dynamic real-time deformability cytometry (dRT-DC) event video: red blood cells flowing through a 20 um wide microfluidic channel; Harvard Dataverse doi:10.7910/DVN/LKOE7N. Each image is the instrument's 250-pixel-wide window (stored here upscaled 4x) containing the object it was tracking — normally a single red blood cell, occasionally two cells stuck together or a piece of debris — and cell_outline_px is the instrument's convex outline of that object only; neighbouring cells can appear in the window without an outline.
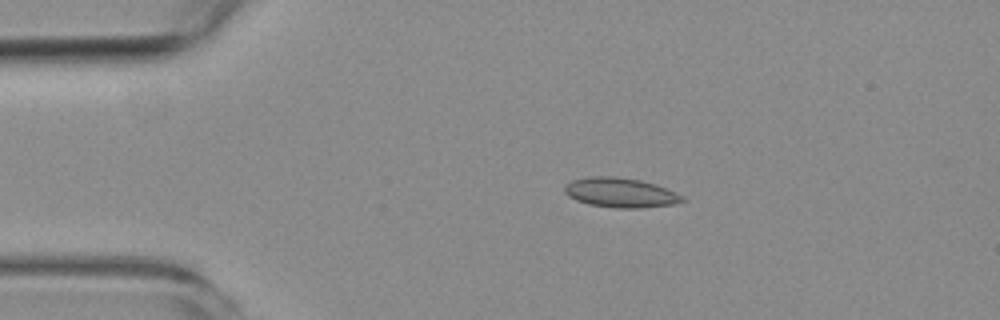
{"species": "common noctule bat (a hibernating species)", "species_latin": "Nyctalus noctula", "temperature_condition": "room temperature", "stored_images_in_passage": 5, "camera_frame_rate_fps": 3000, "um_per_image_px": 0.085, "animal": {"sex": "female", "body_mass_g": 19.3, "forearm_length_mm": 54.1}, "frame": {"image": 1, "passage_image": 3, "time_ms": 2.333, "image_size_px": [1000, 320], "cell_outline_px": [[684, 200], [672, 204], [640, 208], [616, 208], [588, 204], [576, 200], [568, 196], [564, 192], [564, 188], [572, 180], [588, 176], [616, 176], [640, 180], [656, 184], [684, 196]], "centroid_in_image_um": [52.71, 16.37], "position_along_channel_um": 32.3, "area_um2": 20.29}}
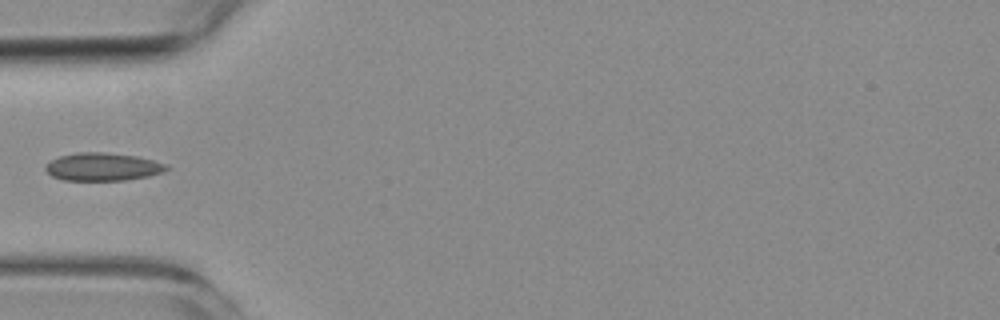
{"frame": {"image": 2, "passage_image": 5, "time_ms": 4.667, "image_size_px": [1000, 320], "cell_outline_px": [[168, 168], [164, 172], [148, 176], [128, 180], [64, 180], [52, 176], [44, 168], [44, 164], [60, 156], [76, 152], [104, 152], [136, 156], [168, 164]], "centroid_in_image_um": [8.73, 14.18], "position_along_channel_um": 76.3, "area_um2": 19.71}}